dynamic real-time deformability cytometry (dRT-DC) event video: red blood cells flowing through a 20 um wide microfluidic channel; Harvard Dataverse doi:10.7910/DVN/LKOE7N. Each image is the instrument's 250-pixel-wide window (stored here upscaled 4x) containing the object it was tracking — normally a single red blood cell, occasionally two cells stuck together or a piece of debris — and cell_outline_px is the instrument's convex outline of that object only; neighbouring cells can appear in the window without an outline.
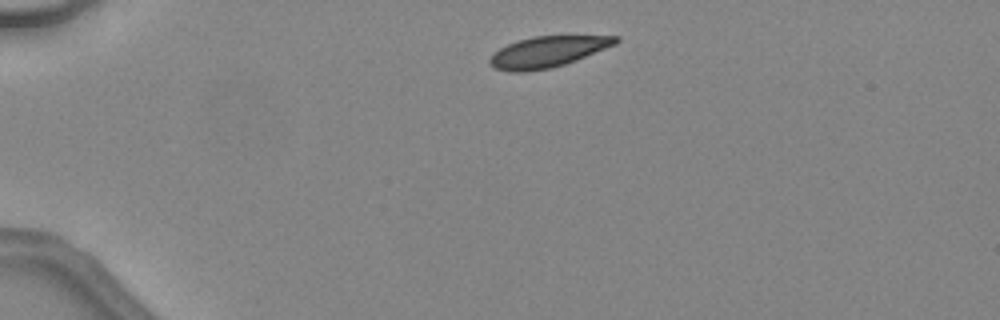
{"species": "common noctule bat (a hibernating species)", "species_latin": "Nyctalus noctula", "temperature_condition": "warm", "stored_images_in_passage": 5, "camera_frame_rate_fps": 3000, "um_per_image_px": 0.085, "animal": {"sex": "female", "body_mass_g": 24.6, "forearm_length_mm": 56.2}, "frame": {"image": 1, "passage_image": 1, "time_ms": 0.0, "image_size_px": [1000, 320], "cell_outline_px": [[620, 40], [616, 44], [576, 60], [564, 64], [548, 68], [524, 72], [512, 72], [496, 68], [488, 60], [500, 48], [516, 40], [532, 36], [620, 36]], "centroid_in_image_um": [46.57, 4.39], "position_along_channel_um": 38.4, "area_um2": 22.37}}